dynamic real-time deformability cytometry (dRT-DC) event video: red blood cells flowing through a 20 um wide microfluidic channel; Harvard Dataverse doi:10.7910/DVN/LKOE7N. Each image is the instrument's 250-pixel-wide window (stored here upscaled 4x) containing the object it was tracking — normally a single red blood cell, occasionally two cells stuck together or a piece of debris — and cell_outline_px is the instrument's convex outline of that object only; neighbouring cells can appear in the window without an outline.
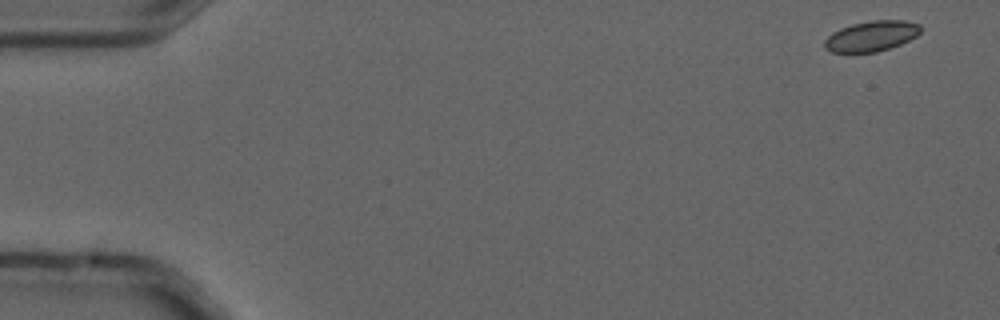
{"species": "common noctule bat (a hibernating species)", "species_latin": "Nyctalus noctula", "temperature_condition": "cold", "stored_images_in_passage": 6, "camera_frame_rate_fps": 3000, "um_per_image_px": 0.085, "animal": {"sex": "male", "forearm_length_mm": 52.5}, "frame": {"image": 1, "passage_image": 1, "time_ms": 0.0, "image_size_px": [1000, 320], "cell_outline_px": [[920, 32], [916, 36], [900, 44], [876, 52], [832, 52], [824, 48], [824, 40], [832, 32], [840, 28], [852, 24], [872, 20], [904, 20], [920, 24]], "centroid_in_image_um": [74.05, 3.06], "position_along_channel_um": 11.0, "area_um2": 16.94}}
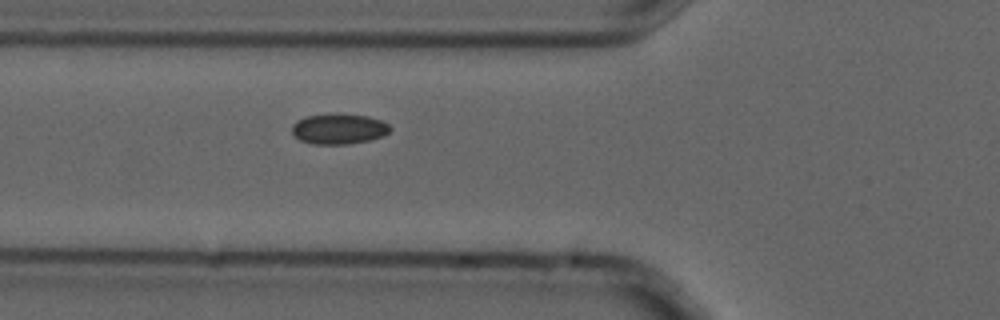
{"frame": {"image": 2, "passage_image": 6, "time_ms": 1.667, "image_size_px": [1000, 320], "cell_outline_px": [[392, 128], [384, 136], [368, 140], [348, 144], [312, 144], [300, 140], [292, 132], [292, 124], [296, 120], [304, 116], [368, 116], [380, 120], [388, 124]], "centroid_in_image_um": [28.79, 10.99], "position_along_channel_um": 97.0, "area_um2": 16.82}}